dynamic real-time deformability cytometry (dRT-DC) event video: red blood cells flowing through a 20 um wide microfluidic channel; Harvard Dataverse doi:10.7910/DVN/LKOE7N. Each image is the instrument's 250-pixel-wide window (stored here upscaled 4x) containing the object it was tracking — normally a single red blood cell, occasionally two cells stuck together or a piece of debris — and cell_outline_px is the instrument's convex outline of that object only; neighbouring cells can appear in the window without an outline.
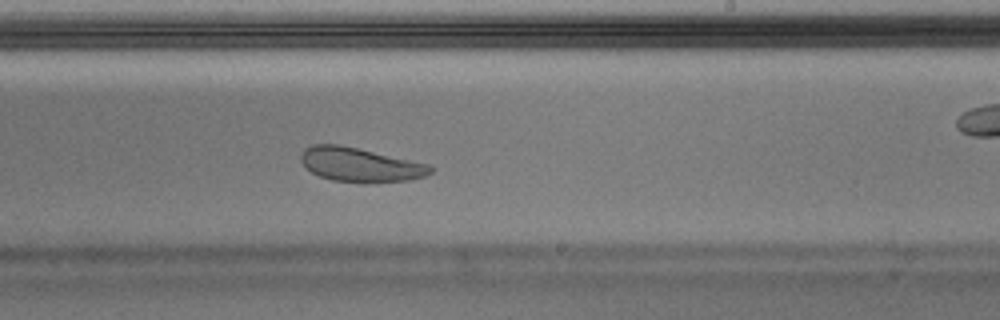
{"species": "Egyptian fruit bat (a non-hibernating species)", "species_latin": "Rousettus aegyptiacus", "temperature_condition": "warm", "stored_images_in_passage": 38, "camera_frame_rate_fps": 3000, "um_per_image_px": 0.085, "animal": {"sex": "male"}, "frame": {"image": 1, "passage_image": 17, "time_ms": 5.333, "image_size_px": [1000, 320], "cell_outline_px": [[436, 168], [432, 172], [424, 176], [412, 180], [364, 184], [332, 180], [320, 176], [312, 172], [300, 160], [300, 156], [304, 148], [312, 144], [340, 144], [432, 164]], "centroid_in_image_um": [30.68, 14.01], "position_along_channel_um": 258.3, "area_um2": 26.36}, "authors_computed_cell_mechanics": {"area_um2": 27.8018, "velocity_mm_per_s": 3.9807, "shape_relaxation_time_tau1_ms": 6.2288, "shape_relaxation_time_tau2_ms": 1.8254, "deformation_change_tau1": 0.1702, "deformation_change_tau2": 0.0889}}